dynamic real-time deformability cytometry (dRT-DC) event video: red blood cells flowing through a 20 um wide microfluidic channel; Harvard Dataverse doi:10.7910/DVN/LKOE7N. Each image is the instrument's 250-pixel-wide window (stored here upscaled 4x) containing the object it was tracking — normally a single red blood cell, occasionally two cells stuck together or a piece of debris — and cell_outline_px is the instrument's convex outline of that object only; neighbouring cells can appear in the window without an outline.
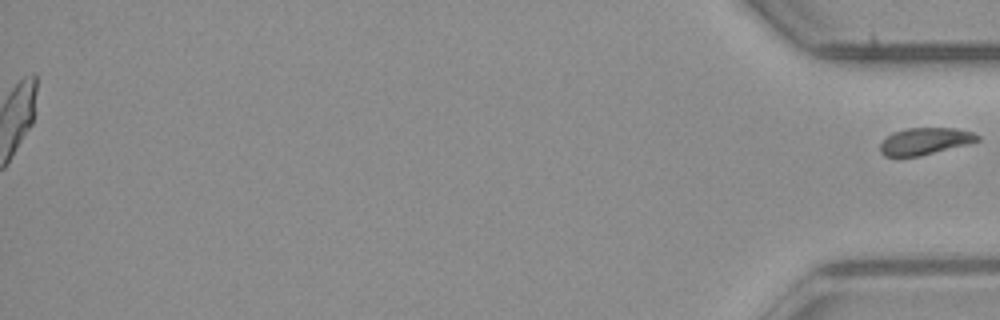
{"species": "common noctule bat (a hibernating species)", "species_latin": "Nyctalus noctula", "temperature_condition": "room temperature", "stored_images_in_passage": 54, "segment_of_instrument_passage": [2, 2], "camera_frame_rate_fps": 3000, "um_per_image_px": 0.085, "animal": {"sex": "male", "body_mass_g": 23.1, "forearm_length_mm": 52.7}, "frame": {"image": 1, "passage_image": 54, "time_ms": 17.667, "image_size_px": [1000, 320], "cell_outline_px": [[980, 140], [968, 144], [920, 156], [884, 156], [880, 152], [880, 144], [892, 132], [908, 128], [956, 128], [972, 132], [980, 136]], "centroid_in_image_um": [78.63, 12.0], "position_along_channel_um": 356.6, "area_um2": 15.2}}